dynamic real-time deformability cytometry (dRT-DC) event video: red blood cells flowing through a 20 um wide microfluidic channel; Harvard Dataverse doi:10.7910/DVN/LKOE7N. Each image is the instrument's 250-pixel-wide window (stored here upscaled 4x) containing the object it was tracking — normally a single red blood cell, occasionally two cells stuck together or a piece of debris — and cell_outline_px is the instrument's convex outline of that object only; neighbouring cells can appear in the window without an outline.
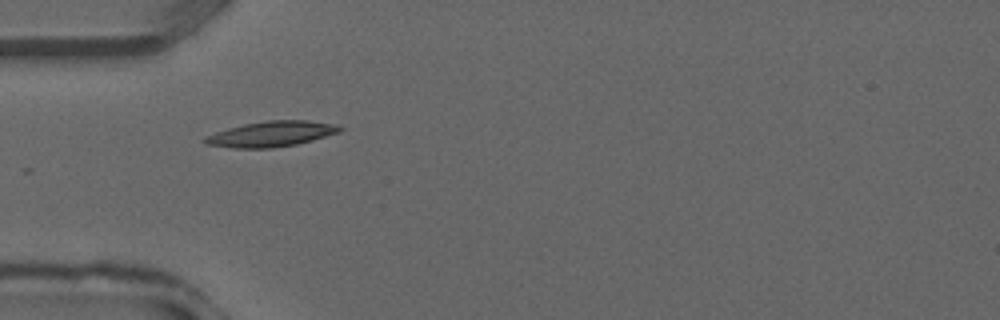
{"species": "common noctule bat (a hibernating species)", "species_latin": "Nyctalus noctula", "temperature_condition": "warm", "stored_images_in_passage": 7, "camera_frame_rate_fps": 3000, "um_per_image_px": 0.085, "animal": {"sex": "male", "forearm_length_mm": 52.5}, "frame": {"image": 1, "passage_image": 1, "time_ms": 0.0, "image_size_px": [1000, 320], "cell_outline_px": [[344, 128], [340, 132], [312, 140], [296, 144], [272, 148], [232, 148], [208, 144], [204, 140], [204, 136], [228, 128], [244, 124], [268, 120], [308, 120], [336, 124]], "centroid_in_image_um": [23.09, 11.38], "position_along_channel_um": 61.9, "area_um2": 19.94}}